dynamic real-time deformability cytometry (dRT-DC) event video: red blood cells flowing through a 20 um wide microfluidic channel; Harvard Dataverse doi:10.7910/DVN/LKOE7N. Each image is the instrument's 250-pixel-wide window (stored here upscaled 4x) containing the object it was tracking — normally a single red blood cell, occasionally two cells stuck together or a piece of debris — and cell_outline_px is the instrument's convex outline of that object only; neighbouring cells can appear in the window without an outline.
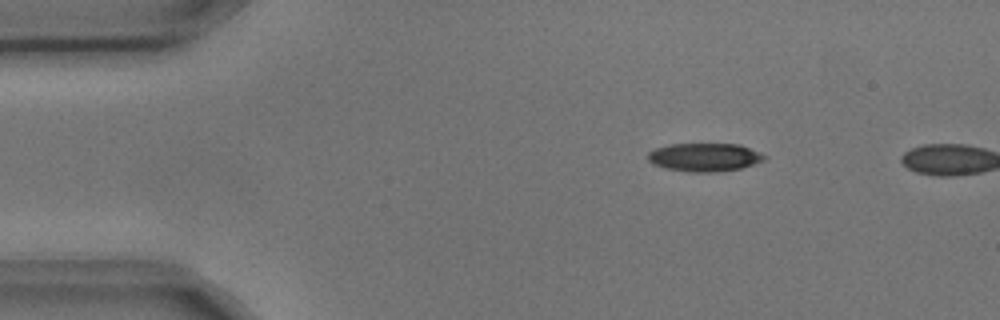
{"species": "common noctule bat (a hibernating species)", "species_latin": "Nyctalus noctula", "temperature_condition": "cold", "stored_images_in_passage": 2, "camera_frame_rate_fps": 3000, "um_per_image_px": 0.085, "animal": {"sex": "male", "body_mass_g": 17.9, "forearm_length_mm": 54.2}, "frame": {"image": 1, "passage_image": 1, "time_ms": 0.0, "image_size_px": [1000, 320], "cell_outline_px": [[768, 156], [764, 160], [740, 168], [716, 172], [688, 172], [664, 168], [652, 164], [648, 160], [648, 152], [656, 148], [668, 144], [740, 144]], "centroid_in_image_um": [59.85, 13.36], "position_along_channel_um": 25.1, "area_um2": 19.25}}